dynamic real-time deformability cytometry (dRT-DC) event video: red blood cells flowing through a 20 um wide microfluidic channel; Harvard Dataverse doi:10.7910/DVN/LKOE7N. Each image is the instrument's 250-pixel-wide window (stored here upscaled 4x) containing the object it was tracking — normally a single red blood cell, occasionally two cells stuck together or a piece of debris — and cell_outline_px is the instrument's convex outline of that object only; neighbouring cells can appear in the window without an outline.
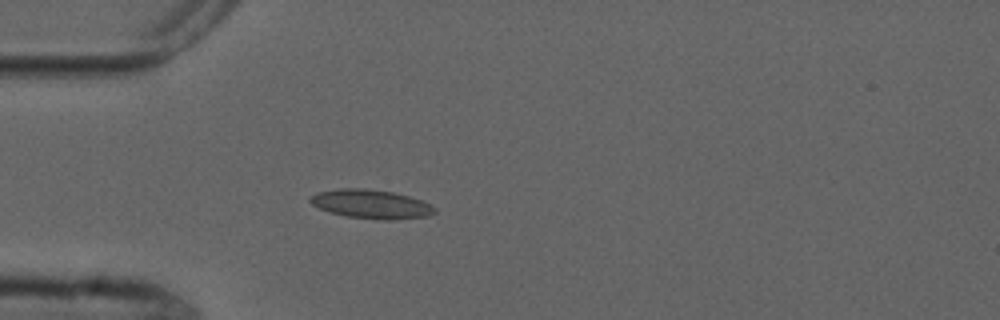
{"species": "common noctule bat (a hibernating species)", "species_latin": "Nyctalus noctula", "temperature_condition": "cold", "stored_images_in_passage": 2, "camera_frame_rate_fps": 3000, "um_per_image_px": 0.085, "animal": {"sex": "male", "forearm_length_mm": 52.5}, "frame": {"image": 1, "passage_image": 2, "time_ms": 1.333, "image_size_px": [1000, 320], "cell_outline_px": [[436, 212], [428, 216], [392, 220], [380, 220], [348, 216], [332, 212], [320, 208], [312, 204], [308, 200], [316, 192], [340, 188], [364, 188], [392, 192], [408, 196], [420, 200], [436, 208]], "centroid_in_image_um": [31.55, 17.34], "position_along_channel_um": 53.5, "area_um2": 20.75}}